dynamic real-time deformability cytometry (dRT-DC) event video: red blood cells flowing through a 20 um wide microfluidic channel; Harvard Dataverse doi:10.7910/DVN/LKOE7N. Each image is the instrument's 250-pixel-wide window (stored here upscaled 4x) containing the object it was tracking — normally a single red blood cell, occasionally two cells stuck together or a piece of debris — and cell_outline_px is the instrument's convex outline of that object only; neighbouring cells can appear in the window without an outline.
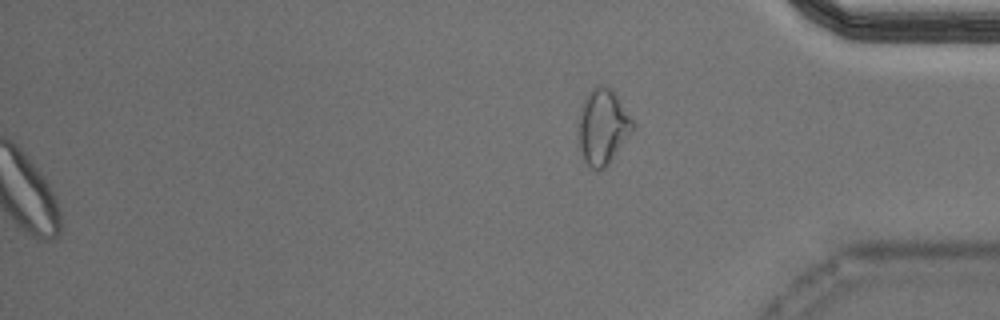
{"species": "Egyptian fruit bat (a non-hibernating species)", "species_latin": "Rousettus aegyptiacus", "temperature_condition": "cold", "stored_images_in_passage": 46, "segment_of_instrument_passage": [2, 2], "camera_frame_rate_fps": 3000, "um_per_image_px": 0.085, "animal": {"sex": "male"}, "frame": {"image": 1, "passage_image": 46, "time_ms": 15.0, "image_size_px": [1000, 320], "cell_outline_px": [[636, 128], [608, 164], [604, 168], [596, 172], [584, 160], [580, 148], [580, 108], [584, 96], [592, 88], [600, 84], [604, 84], [616, 96], [636, 124]], "centroid_in_image_um": [51.26, 10.78], "position_along_channel_um": 383.9, "area_um2": 23.64}}